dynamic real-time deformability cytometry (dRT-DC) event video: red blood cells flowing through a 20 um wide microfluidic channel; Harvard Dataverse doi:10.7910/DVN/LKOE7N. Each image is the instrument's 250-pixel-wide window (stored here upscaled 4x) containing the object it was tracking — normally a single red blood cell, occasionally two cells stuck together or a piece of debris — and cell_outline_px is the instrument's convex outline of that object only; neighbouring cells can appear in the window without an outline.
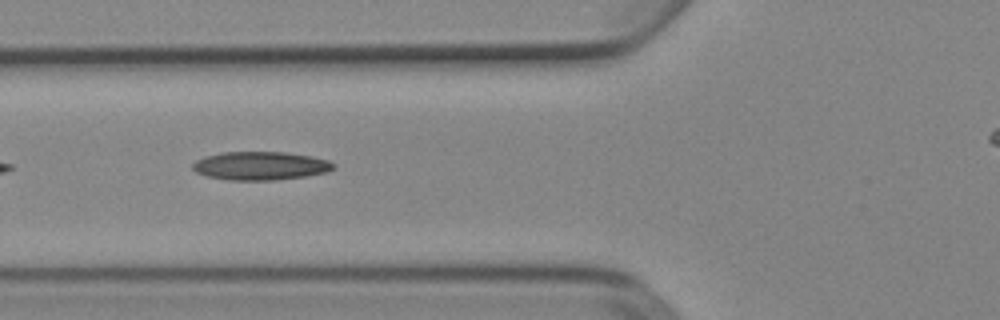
{"species": "Egyptian fruit bat (a non-hibernating species)", "species_latin": "Rousettus aegyptiacus", "temperature_condition": "cold", "stored_images_in_passage": 11, "camera_frame_rate_fps": 3000, "um_per_image_px": 0.085, "animal": {"sex": "female"}, "frame": {"image": 1, "passage_image": 5, "time_ms": 1.333, "image_size_px": [1000, 320], "cell_outline_px": [[336, 168], [328, 172], [304, 176], [276, 180], [228, 180], [208, 176], [196, 172], [192, 168], [192, 164], [196, 160], [204, 156], [224, 152], [284, 152], [312, 156], [328, 160], [336, 164]], "centroid_in_image_um": [22.16, 14.09], "position_along_channel_um": 103.6, "area_um2": 23.41}}
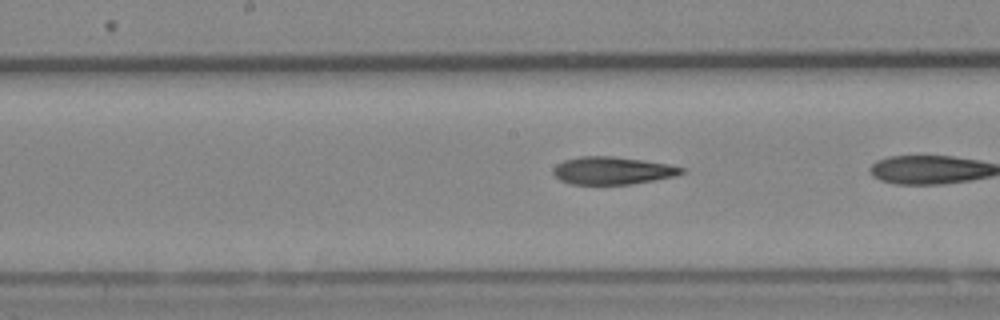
{"frame": {"image": 2, "passage_image": 10, "time_ms": 3.0, "image_size_px": [1000, 320], "cell_outline_px": [[684, 172], [676, 176], [656, 180], [632, 184], [568, 184], [560, 180], [552, 172], [552, 168], [556, 164], [564, 160], [580, 156], [612, 156], [668, 164], [684, 168]], "centroid_in_image_um": [52.03, 14.5], "position_along_channel_um": 196.2, "area_um2": 20.69}}